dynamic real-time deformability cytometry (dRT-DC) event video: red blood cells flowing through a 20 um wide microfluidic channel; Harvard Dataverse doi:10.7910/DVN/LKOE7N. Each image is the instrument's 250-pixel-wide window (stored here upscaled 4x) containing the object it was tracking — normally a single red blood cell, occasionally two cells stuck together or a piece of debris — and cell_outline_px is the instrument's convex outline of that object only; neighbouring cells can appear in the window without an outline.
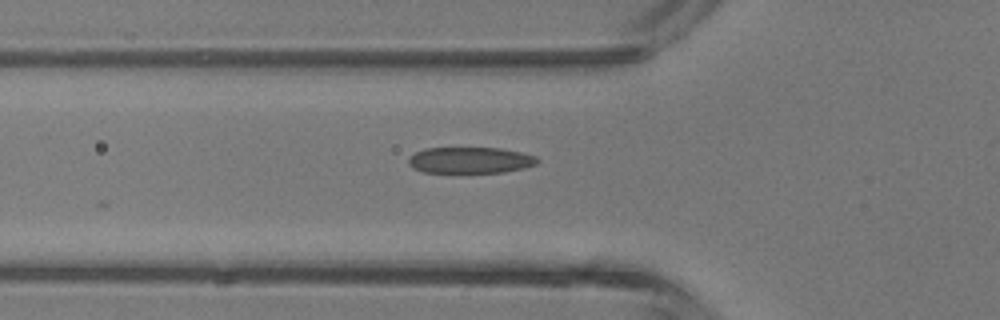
{"species": "common noctule bat (a hibernating species)", "species_latin": "Nyctalus noctula", "temperature_condition": "room temperature", "stored_images_in_passage": 2, "camera_frame_rate_fps": 3000, "um_per_image_px": 0.085, "animal": {"sex": "male", "body_mass_g": 13.3}, "frame": {"image": 1, "passage_image": 2, "time_ms": 1.333, "image_size_px": [1000, 320], "cell_outline_px": [[540, 160], [536, 164], [524, 168], [504, 172], [424, 172], [412, 168], [408, 164], [408, 160], [416, 152], [424, 148], [500, 148], [520, 152], [536, 156]], "centroid_in_image_um": [39.98, 13.61], "position_along_channel_um": 85.8, "area_um2": 19.59}}